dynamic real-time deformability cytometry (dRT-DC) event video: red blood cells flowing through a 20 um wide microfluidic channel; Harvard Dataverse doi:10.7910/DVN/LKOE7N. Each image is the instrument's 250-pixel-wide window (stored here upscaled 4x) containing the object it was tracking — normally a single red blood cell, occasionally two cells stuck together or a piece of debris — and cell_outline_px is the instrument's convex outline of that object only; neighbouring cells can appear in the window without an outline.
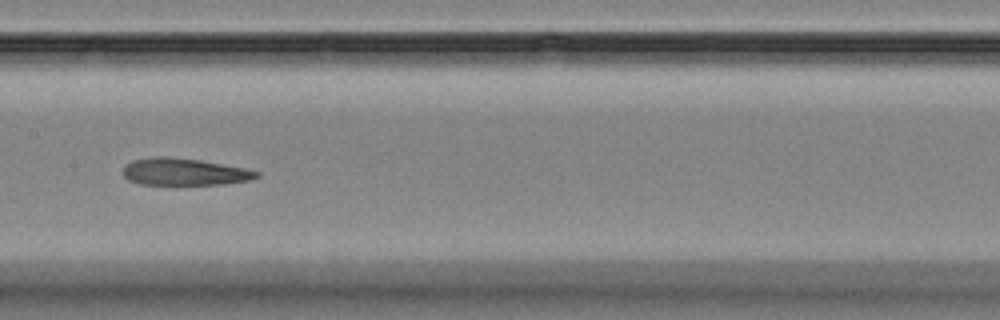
{"species": "Egyptian fruit bat (a non-hibernating species)", "species_latin": "Rousettus aegyptiacus", "temperature_condition": "room temperature", "stored_images_in_passage": 14, "camera_frame_rate_fps": 3000, "um_per_image_px": 0.085, "animal": {"sex": "female"}, "frame": {"image": 1, "passage_image": 7, "time_ms": 7.0, "image_size_px": [1000, 320], "cell_outline_px": [[260, 176], [248, 180], [224, 184], [140, 184], [128, 180], [124, 176], [124, 168], [132, 160], [148, 156], [168, 156], [200, 160], [244, 168], [260, 172]], "centroid_in_image_um": [15.64, 14.59], "position_along_channel_um": 191.8, "area_um2": 20.98}}
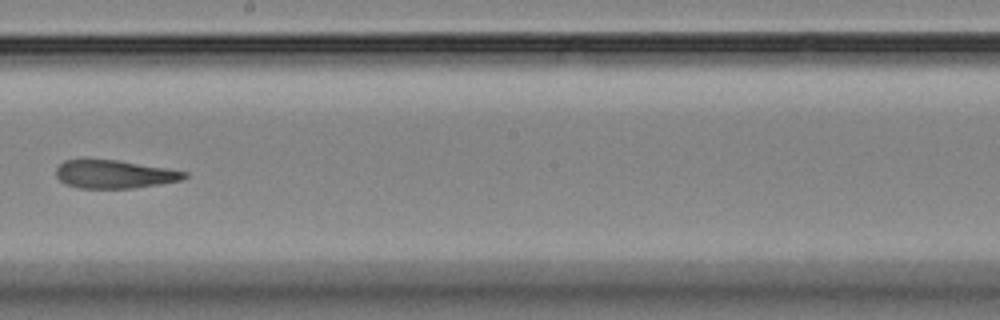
{"frame": {"image": 2, "passage_image": 8, "time_ms": 8.333, "image_size_px": [1000, 320], "cell_outline_px": [[188, 176], [180, 180], [160, 184], [136, 188], [80, 188], [64, 184], [56, 176], [56, 168], [64, 160], [116, 160], [168, 168], [188, 172]], "centroid_in_image_um": [9.73, 14.81], "position_along_channel_um": 238.5, "area_um2": 21.04}}
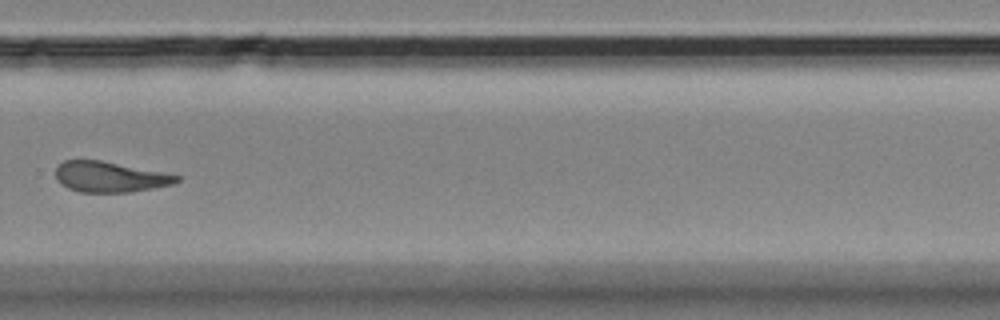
{"frame": {"image": 3, "passage_image": 10, "time_ms": 10.667, "image_size_px": [1000, 320], "cell_outline_px": [[180, 180], [176, 184], [128, 192], [80, 192], [68, 188], [60, 184], [56, 180], [56, 168], [64, 160], [100, 160], [164, 172], [180, 176]], "centroid_in_image_um": [9.34, 15.04], "position_along_channel_um": 320.5, "area_um2": 21.56}, "authors_computed_cell_mechanics": {"area_um2": 22.1374, "velocity_mm_per_s": 3.5385, "shape_relaxation_time_tau1_ms": null, "shape_relaxation_time_tau2_ms": 3.6841, "deformation_change_tau1": null, "deformation_change_tau2": 0.1275}}